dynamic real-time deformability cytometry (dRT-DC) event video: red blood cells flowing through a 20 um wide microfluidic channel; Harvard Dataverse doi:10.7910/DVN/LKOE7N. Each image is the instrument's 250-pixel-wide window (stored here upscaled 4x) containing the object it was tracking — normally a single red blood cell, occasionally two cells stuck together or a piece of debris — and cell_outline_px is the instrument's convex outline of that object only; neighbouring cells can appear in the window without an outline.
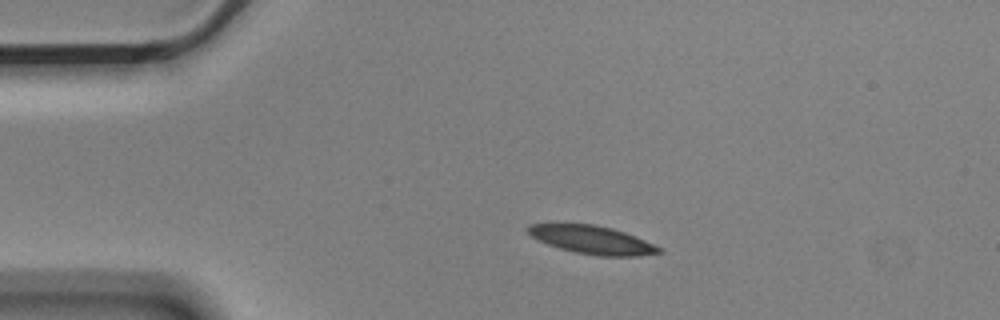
{"species": "Egyptian fruit bat (a non-hibernating species)", "species_latin": "Rousettus aegyptiacus", "temperature_condition": "cold", "stored_images_in_passage": 8, "camera_frame_rate_fps": 3000, "um_per_image_px": 0.085, "animal": {"sex": "male"}, "frame": {"image": 1, "passage_image": 1, "time_ms": 0.0, "image_size_px": [1000, 320], "cell_outline_px": [[664, 252], [640, 256], [600, 256], [576, 252], [560, 248], [548, 244], [532, 236], [528, 232], [528, 224], [592, 224], [612, 228], [624, 232], [664, 248]], "centroid_in_image_um": [50.4, 20.39], "position_along_channel_um": 34.6, "area_um2": 21.27}}
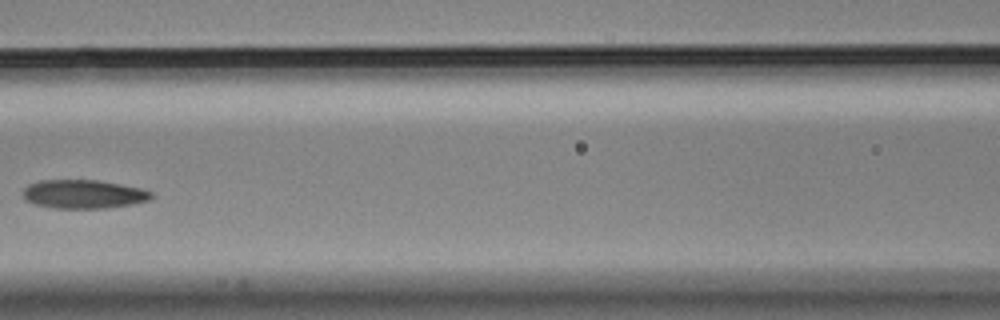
{"frame": {"image": 2, "passage_image": 5, "time_ms": 1.333, "image_size_px": [1000, 320], "cell_outline_px": [[152, 196], [148, 200], [132, 204], [104, 208], [52, 208], [36, 204], [24, 200], [24, 188], [28, 184], [40, 180], [96, 180], [144, 188], [152, 192]], "centroid_in_image_um": [7.09, 16.49], "position_along_channel_um": 159.5, "area_um2": 21.44}}
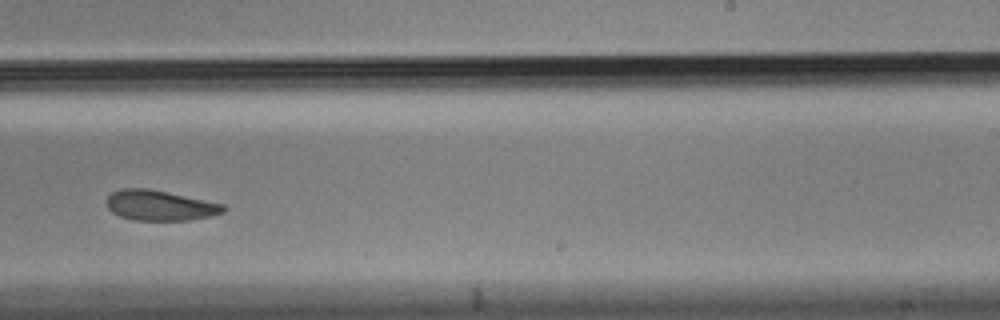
{"frame": {"image": 3, "passage_image": 8, "time_ms": 2.333, "image_size_px": [1000, 320], "cell_outline_px": [[228, 208], [224, 212], [208, 216], [188, 220], [132, 220], [120, 216], [112, 212], [108, 208], [104, 200], [112, 192], [120, 188], [148, 188], [168, 192], [224, 204]], "centroid_in_image_um": [13.56, 17.45], "position_along_channel_um": 275.4, "area_um2": 20.69}}